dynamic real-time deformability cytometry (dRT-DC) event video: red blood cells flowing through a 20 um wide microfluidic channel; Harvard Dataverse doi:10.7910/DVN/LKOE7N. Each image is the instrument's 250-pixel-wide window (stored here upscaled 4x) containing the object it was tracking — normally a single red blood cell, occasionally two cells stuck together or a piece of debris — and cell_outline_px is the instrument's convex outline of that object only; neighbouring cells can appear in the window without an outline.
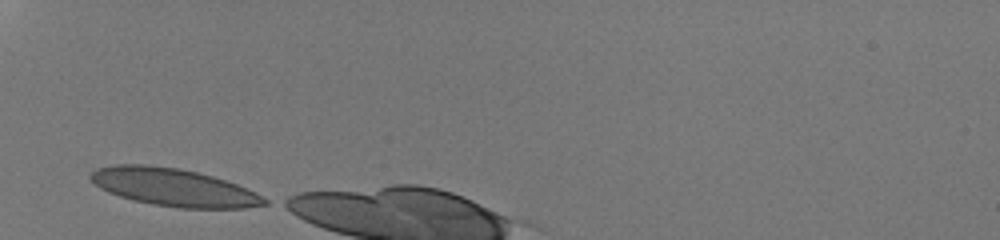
{"species": "human", "species_latin": "Homo sapiens", "temperature_condition": "room temperature", "stored_images_in_passage": 5, "camera_frame_rate_fps": 3000, "um_per_image_px": 0.085, "donor": {"sex": "male"}, "frame": {"image": 1, "passage_image": 1, "time_ms": 0.0, "image_size_px": [1000, 240], "cell_outline_px": [[268, 204], [244, 208], [176, 208], [152, 204], [132, 200], [108, 192], [100, 188], [88, 176], [96, 168], [116, 164], [148, 164], [180, 168], [212, 176], [236, 184], [256, 192], [268, 200]], "centroid_in_image_um": [14.74, 15.92], "position_along_channel_um": 70.3, "area_um2": 38.21}}